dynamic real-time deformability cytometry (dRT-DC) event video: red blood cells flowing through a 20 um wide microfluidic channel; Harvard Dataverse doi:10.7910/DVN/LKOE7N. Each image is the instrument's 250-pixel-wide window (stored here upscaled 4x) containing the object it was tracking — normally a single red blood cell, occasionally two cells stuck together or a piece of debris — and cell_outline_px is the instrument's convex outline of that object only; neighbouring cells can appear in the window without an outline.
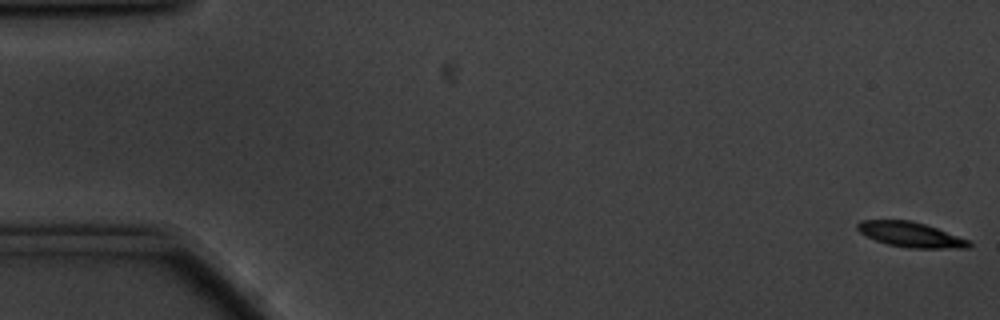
{"species": "common noctule bat (a hibernating species)", "species_latin": "Nyctalus noctula", "temperature_condition": "cold", "stored_images_in_passage": 58, "camera_frame_rate_fps": 3000, "um_per_image_px": 0.085, "animal": {"sex": "male", "body_mass_g": 20.1, "forearm_length_mm": 53.5}, "frame": {"image": 1, "passage_image": 1, "time_ms": 0.0, "image_size_px": [1000, 320], "cell_outline_px": [[972, 244], [968, 248], [908, 248], [888, 244], [864, 236], [856, 228], [856, 224], [860, 220], [912, 220], [936, 228], [968, 240]], "centroid_in_image_um": [77.35, 19.93], "position_along_channel_um": 7.6, "area_um2": 16.18}}
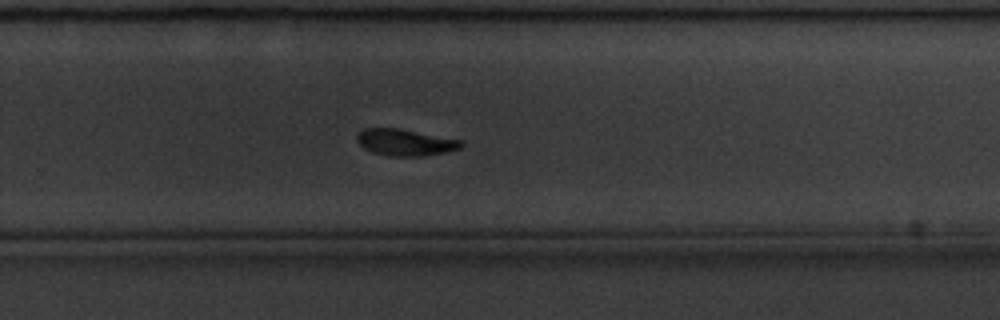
{"frame": {"image": 2, "passage_image": 38, "time_ms": 12.333, "image_size_px": [1000, 320], "cell_outline_px": [[464, 144], [460, 148], [448, 152], [420, 156], [392, 156], [372, 152], [364, 148], [356, 140], [356, 136], [364, 128], [396, 128], [460, 140]], "centroid_in_image_um": [34.42, 12.11], "position_along_channel_um": 295.4, "area_um2": 15.9}}
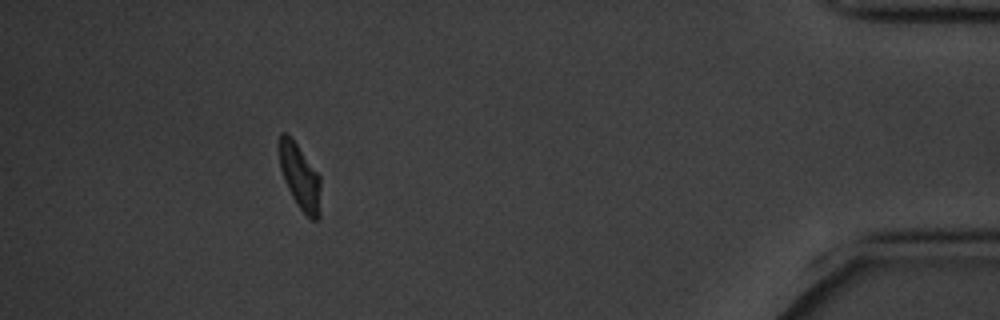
{"frame": {"image": 3, "passage_image": 53, "time_ms": 17.333, "image_size_px": [1000, 320], "cell_outline_px": [[320, 216], [316, 220], [312, 220], [300, 208], [292, 196], [284, 180], [280, 168], [276, 144], [280, 132], [284, 132], [296, 144], [320, 176]], "centroid_in_image_um": [25.45, 14.99], "position_along_channel_um": 409.7, "area_um2": 15.78}, "authors_computed_cell_mechanics": {"area_um2": 16.4441, "velocity_mm_per_s": 3.4285, "shape_relaxation_time_tau1_ms": 2.3003, "shape_relaxation_time_tau2_ms": 2.0864, "deformation_change_tau1": 0.1375, "deformation_change_tau2": 0.0603}}